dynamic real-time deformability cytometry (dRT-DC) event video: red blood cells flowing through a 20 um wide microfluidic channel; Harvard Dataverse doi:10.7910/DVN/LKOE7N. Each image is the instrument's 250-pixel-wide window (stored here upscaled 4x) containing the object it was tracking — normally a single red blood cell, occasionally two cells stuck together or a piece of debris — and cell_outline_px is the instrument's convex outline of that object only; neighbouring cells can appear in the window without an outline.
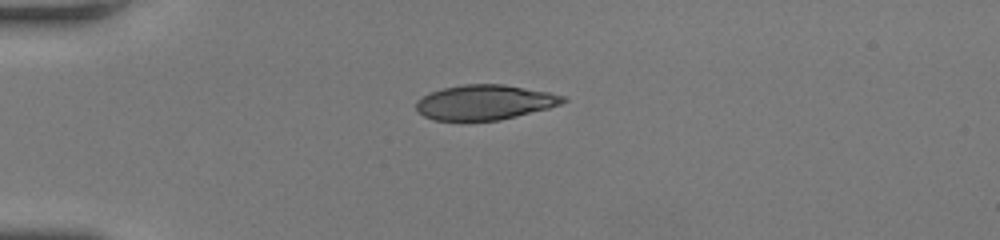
{"species": "human", "species_latin": "Homo sapiens", "temperature_condition": "room temperature", "stored_images_in_passage": 38, "camera_frame_rate_fps": 3000, "um_per_image_px": 0.085, "donor": {"sex": "female"}, "frame": {"image": 1, "passage_image": 1, "time_ms": 0.0, "image_size_px": [1000, 240], "cell_outline_px": [[568, 100], [560, 104], [548, 108], [500, 120], [432, 120], [424, 116], [416, 108], [416, 100], [432, 92], [444, 88], [464, 84], [504, 84], [548, 92], [564, 96]], "centroid_in_image_um": [41.21, 8.69], "position_along_channel_um": 43.8, "area_um2": 29.59}}
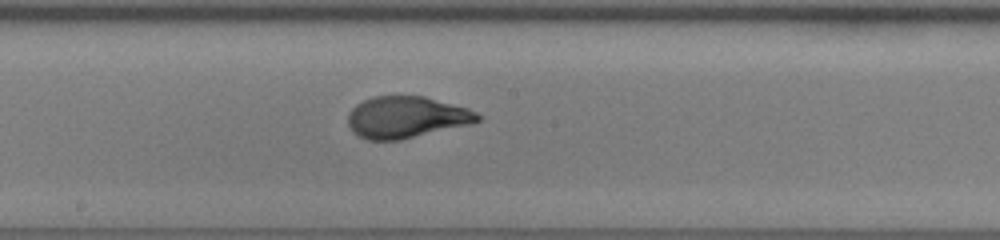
{"frame": {"image": 2, "passage_image": 16, "time_ms": 5.0, "image_size_px": [1000, 240], "cell_outline_px": [[484, 116], [480, 120], [472, 124], [400, 140], [368, 140], [352, 132], [348, 124], [348, 112], [356, 104], [372, 96], [424, 96], [468, 108]], "centroid_in_image_um": [34.55, 9.96], "position_along_channel_um": 213.6, "area_um2": 31.67}}
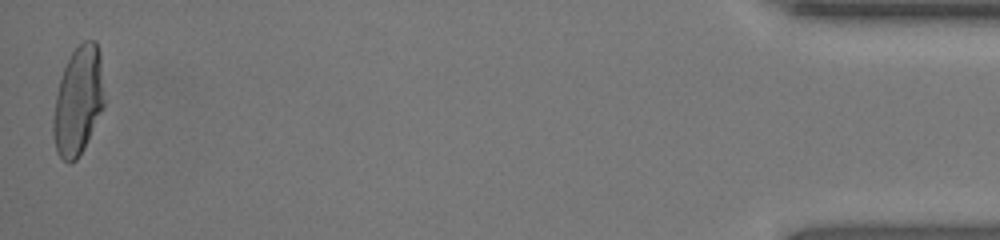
{"frame": {"image": 3, "passage_image": 38, "time_ms": 12.333, "image_size_px": [1000, 240], "cell_outline_px": [[104, 108], [76, 160], [68, 164], [56, 152], [52, 136], [52, 116], [60, 76], [72, 52], [84, 40], [96, 40], [100, 52], [104, 100]], "centroid_in_image_um": [6.63, 8.57], "position_along_channel_um": 428.6, "area_um2": 32.25}, "authors_computed_cell_mechanics": {"area_um2": 31.4432, "velocity_mm_per_s": 4.0879, "shape_relaxation_time_tau1_ms": 4.1447, "shape_relaxation_time_tau2_ms": null, "deformation_change_tau1": 0.2161, "deformation_change_tau2": null}}